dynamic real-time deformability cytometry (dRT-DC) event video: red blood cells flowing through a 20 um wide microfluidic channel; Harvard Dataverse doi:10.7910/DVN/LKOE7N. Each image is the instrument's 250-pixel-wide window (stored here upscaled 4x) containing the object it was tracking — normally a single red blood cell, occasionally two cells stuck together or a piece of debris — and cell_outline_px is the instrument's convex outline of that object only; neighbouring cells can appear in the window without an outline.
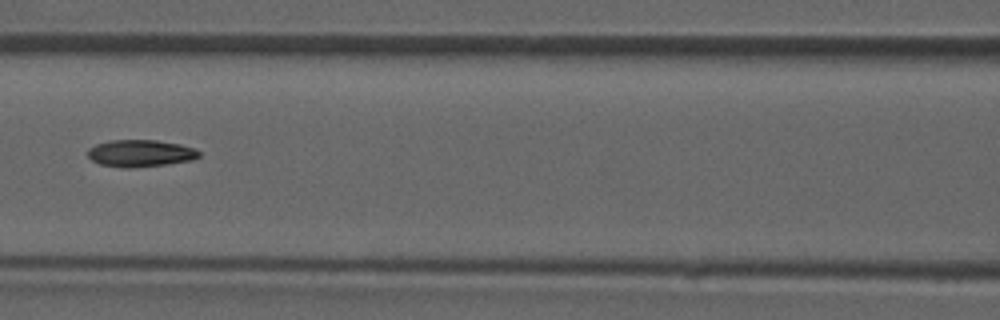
{"species": "common noctule bat (a hibernating species)", "species_latin": "Nyctalus noctula", "temperature_condition": "room temperature", "stored_images_in_passage": 48, "camera_frame_rate_fps": 3000, "um_per_image_px": 0.085, "animal": {"sex": "male", "forearm_length_mm": 52.5}, "frame": {"image": 1, "passage_image": 21, "time_ms": 6.667, "image_size_px": [1000, 320], "cell_outline_px": [[200, 156], [192, 160], [168, 164], [132, 168], [124, 168], [100, 164], [92, 160], [88, 156], [88, 148], [96, 144], [112, 140], [156, 140], [180, 144], [196, 148], [200, 152]], "centroid_in_image_um": [11.96, 13.03], "position_along_channel_um": 154.6, "area_um2": 17.63}}